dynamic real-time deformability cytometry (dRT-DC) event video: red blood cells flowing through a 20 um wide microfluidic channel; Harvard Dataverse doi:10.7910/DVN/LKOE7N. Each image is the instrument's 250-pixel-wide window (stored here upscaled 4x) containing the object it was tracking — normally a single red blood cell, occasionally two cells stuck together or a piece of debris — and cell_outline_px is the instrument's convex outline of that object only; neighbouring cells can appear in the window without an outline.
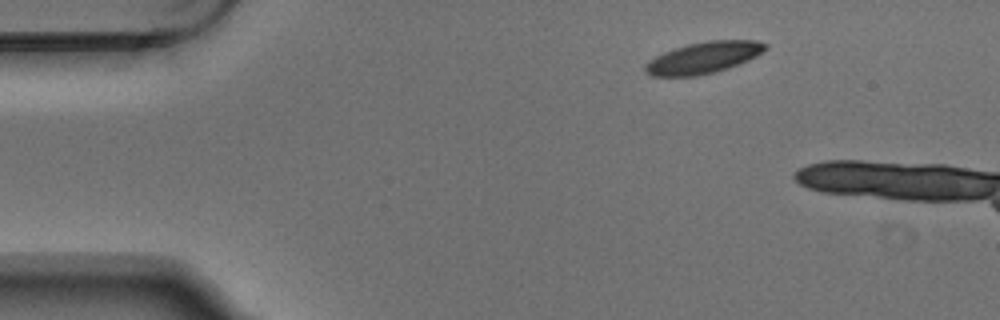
{"species": "Egyptian fruit bat (a non-hibernating species)", "species_latin": "Rousettus aegyptiacus", "temperature_condition": "warm", "stored_images_in_passage": 4, "camera_frame_rate_fps": 3000, "um_per_image_px": 0.085, "animal": {"sex": "male"}, "frame": {"image": 1, "passage_image": 1, "time_ms": 0.0, "image_size_px": [1000, 320], "cell_outline_px": [[768, 48], [756, 56], [740, 64], [728, 68], [696, 76], [652, 76], [644, 72], [644, 64], [648, 60], [664, 52], [688, 44], [708, 40], [756, 40], [768, 44]], "centroid_in_image_um": [59.8, 4.9], "position_along_channel_um": 25.2, "area_um2": 22.08}}